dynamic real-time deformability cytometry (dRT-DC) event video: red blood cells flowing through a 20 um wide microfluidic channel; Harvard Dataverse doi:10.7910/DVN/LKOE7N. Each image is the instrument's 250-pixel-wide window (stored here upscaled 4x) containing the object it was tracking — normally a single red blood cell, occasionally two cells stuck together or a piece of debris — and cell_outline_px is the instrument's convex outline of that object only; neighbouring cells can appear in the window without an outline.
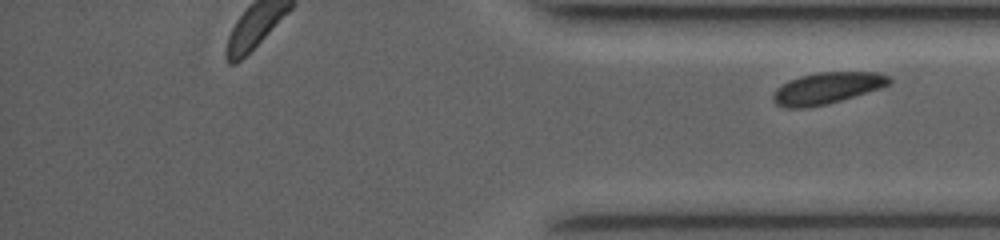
{"species": "common noctule bat (a hibernating species)", "species_latin": "Nyctalus noctula", "temperature_condition": "room temperature", "stored_images_in_passage": 20, "segment_of_instrument_passage": [2, 2], "camera_frame_rate_fps": 4000, "um_per_image_px": 0.085, "animal": {"sex": "female", "body_mass_g": 19.0, "forearm_length_mm": 53.3}, "frame": {"image": 1, "passage_image": 20, "time_ms": 9.5, "image_size_px": [1000, 240], "cell_outline_px": [[892, 80], [888, 84], [840, 100], [824, 104], [804, 108], [784, 108], [776, 104], [772, 100], [772, 96], [776, 88], [792, 80], [804, 76], [820, 72], [876, 72], [888, 76]], "centroid_in_image_um": [70.23, 7.5], "position_along_channel_um": 365.0, "area_um2": 20.58}}